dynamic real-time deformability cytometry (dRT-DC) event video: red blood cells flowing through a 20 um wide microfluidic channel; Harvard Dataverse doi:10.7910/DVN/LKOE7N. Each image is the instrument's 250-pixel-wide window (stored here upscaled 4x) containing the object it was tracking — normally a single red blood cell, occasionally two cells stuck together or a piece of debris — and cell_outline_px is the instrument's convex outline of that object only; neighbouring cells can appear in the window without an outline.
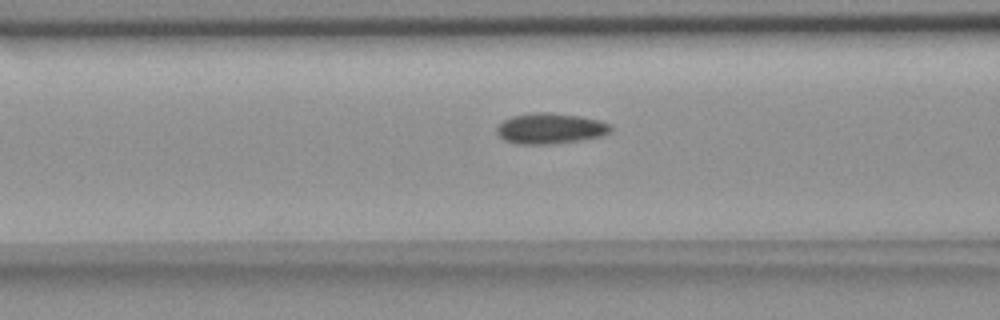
{"species": "common noctule bat (a hibernating species)", "species_latin": "Nyctalus noctula", "temperature_condition": "room temperature", "stored_images_in_passage": 34, "camera_frame_rate_fps": 3000, "um_per_image_px": 0.085, "animal": {"sex": "female", "body_mass_g": 18.4}, "frame": {"image": 1, "passage_image": 12, "time_ms": 3.667, "image_size_px": [1000, 320], "cell_outline_px": [[612, 128], [608, 132], [600, 136], [580, 140], [544, 144], [516, 144], [504, 140], [496, 132], [496, 128], [504, 120], [512, 116], [532, 112], [552, 112], [580, 116], [600, 120], [608, 124]], "centroid_in_image_um": [46.73, 10.9], "position_along_channel_um": 119.9, "area_um2": 20.23}}
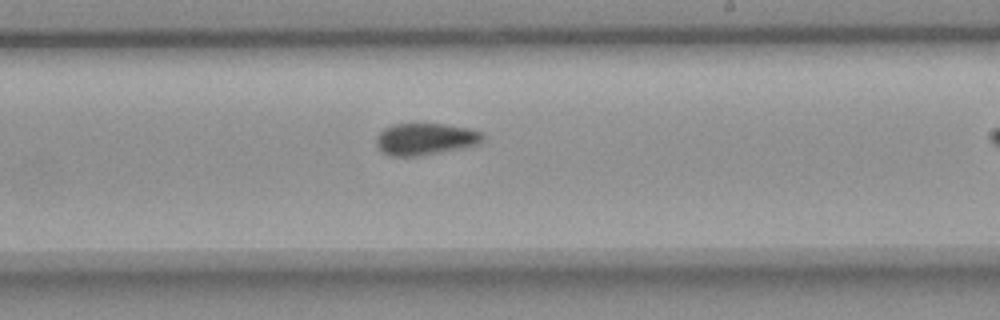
{"frame": {"image": 2, "passage_image": 23, "time_ms": 7.333, "image_size_px": [1000, 320], "cell_outline_px": [[484, 140], [480, 144], [464, 148], [420, 156], [392, 156], [384, 152], [376, 144], [376, 136], [384, 128], [392, 124], [444, 124], [468, 128], [480, 132], [484, 136]], "centroid_in_image_um": [36.18, 11.82], "position_along_channel_um": 252.8, "area_um2": 19.83}}
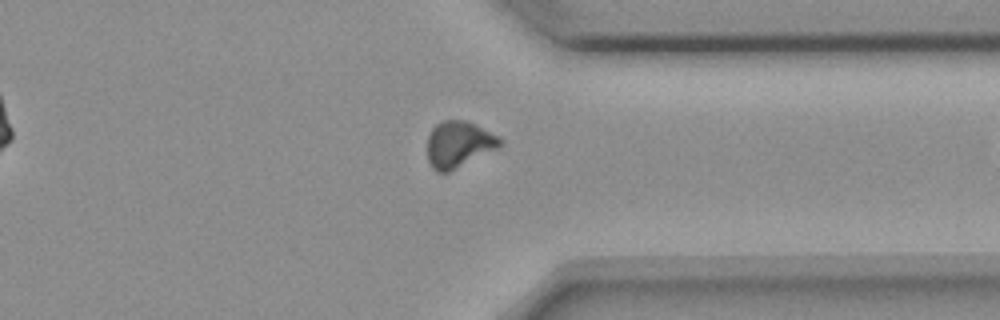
{"frame": {"image": 3, "passage_image": 33, "time_ms": 10.667, "image_size_px": [1000, 320], "cell_outline_px": [[504, 144], [500, 148], [448, 172], [436, 172], [432, 168], [428, 160], [428, 136], [432, 128], [436, 124], [444, 120], [468, 120], [504, 140]], "centroid_in_image_um": [39.02, 12.27], "position_along_channel_um": 372.4, "area_um2": 19.77}}